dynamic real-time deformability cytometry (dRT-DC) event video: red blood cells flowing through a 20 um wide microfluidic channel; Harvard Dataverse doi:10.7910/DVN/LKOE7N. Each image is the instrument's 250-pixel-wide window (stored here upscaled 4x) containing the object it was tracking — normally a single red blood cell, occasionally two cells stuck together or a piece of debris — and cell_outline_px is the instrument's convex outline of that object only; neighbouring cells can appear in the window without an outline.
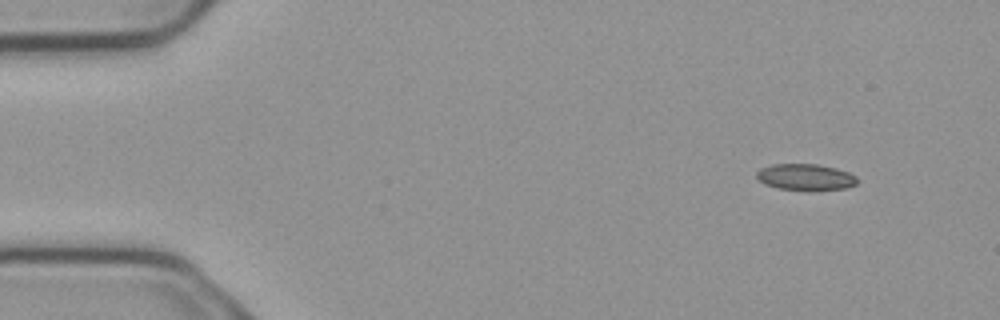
{"species": "common noctule bat (a hibernating species)", "species_latin": "Nyctalus noctula", "temperature_condition": "cold", "stored_images_in_passage": 4, "camera_frame_rate_fps": 3000, "um_per_image_px": 0.085, "animal": {"sex": "male", "body_mass_g": 23.1, "forearm_length_mm": 52.7}, "frame": {"image": 1, "passage_image": 1, "time_ms": 0.0, "image_size_px": [1000, 320], "cell_outline_px": [[856, 184], [848, 188], [808, 192], [780, 188], [764, 184], [756, 176], [756, 172], [760, 168], [772, 164], [816, 164], [836, 168], [848, 172], [856, 176]], "centroid_in_image_um": [68.48, 15.07], "position_along_channel_um": 16.5, "area_um2": 15.78}}
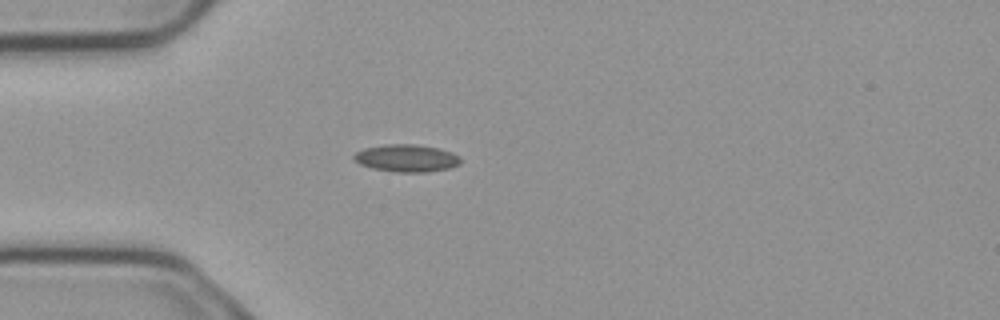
{"frame": {"image": 2, "passage_image": 4, "time_ms": 1.0, "image_size_px": [1000, 320], "cell_outline_px": [[460, 164], [448, 168], [428, 172], [396, 172], [372, 168], [360, 164], [352, 156], [356, 152], [364, 148], [384, 144], [416, 144], [436, 148], [452, 152], [460, 156]], "centroid_in_image_um": [34.55, 13.44], "position_along_channel_um": 50.4, "area_um2": 16.99}}